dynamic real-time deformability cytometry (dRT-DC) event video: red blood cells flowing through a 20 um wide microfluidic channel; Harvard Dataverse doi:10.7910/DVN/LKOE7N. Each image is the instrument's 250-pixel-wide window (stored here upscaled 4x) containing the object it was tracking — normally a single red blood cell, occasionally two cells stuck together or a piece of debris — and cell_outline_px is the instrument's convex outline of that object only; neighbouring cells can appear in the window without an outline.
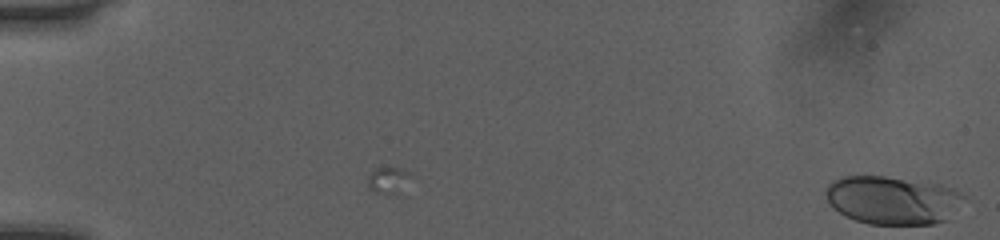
{"species": "human", "species_latin": "Homo sapiens", "temperature_condition": "room temperature", "stored_images_in_passage": 5, "camera_frame_rate_fps": 3000, "um_per_image_px": 0.085, "donor": {"sex": "female"}, "frame": {"image": 1, "passage_image": 5, "time_ms": 1.333, "image_size_px": [1000, 240], "cell_outline_px": [[968, 200], [948, 220], [932, 224], [868, 224], [856, 220], [840, 212], [828, 200], [824, 192], [828, 184], [832, 180], [844, 176], [884, 176], [940, 184], [952, 188], [968, 196]], "centroid_in_image_um": [75.96, 17.01], "position_along_channel_um": 9.0, "area_um2": 39.19}}